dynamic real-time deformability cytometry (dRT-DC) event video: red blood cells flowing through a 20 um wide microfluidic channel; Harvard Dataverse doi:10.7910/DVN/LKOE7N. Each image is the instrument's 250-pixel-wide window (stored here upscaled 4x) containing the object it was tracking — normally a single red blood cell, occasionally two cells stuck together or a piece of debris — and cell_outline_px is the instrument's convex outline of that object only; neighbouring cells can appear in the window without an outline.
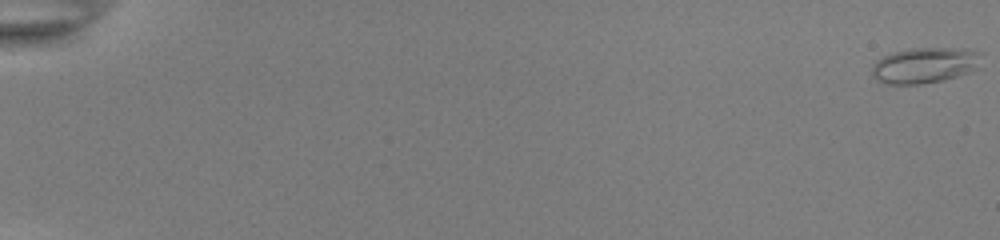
{"species": "common noctule bat (a hibernating species)", "species_latin": "Nyctalus noctula", "temperature_condition": "room temperature", "stored_images_in_passage": 54, "camera_frame_rate_fps": 3000, "um_per_image_px": 0.085, "animal": {"sex": "female", "body_mass_g": 22.0, "forearm_length_mm": 56.7}, "frame": {"image": 1, "passage_image": 1, "time_ms": 0.0, "image_size_px": [1000, 240], "cell_outline_px": [[984, 52], [980, 68], [944, 80], [920, 84], [888, 84], [876, 80], [872, 76], [872, 64], [876, 60], [892, 52], [912, 48], [964, 48]], "centroid_in_image_um": [78.65, 5.53], "position_along_channel_um": 6.3, "area_um2": 23.24}}
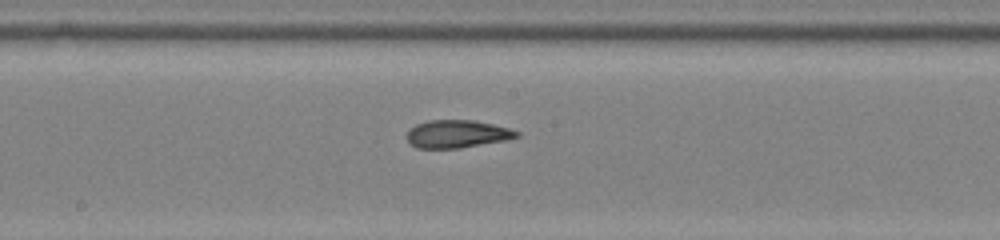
{"frame": {"image": 2, "passage_image": 32, "time_ms": 10.333, "image_size_px": [1000, 240], "cell_outline_px": [[520, 136], [504, 140], [460, 148], [416, 148], [408, 140], [408, 132], [416, 124], [428, 120], [476, 120], [508, 128], [520, 132]], "centroid_in_image_um": [38.87, 11.38], "position_along_channel_um": 209.3, "area_um2": 17.57}}
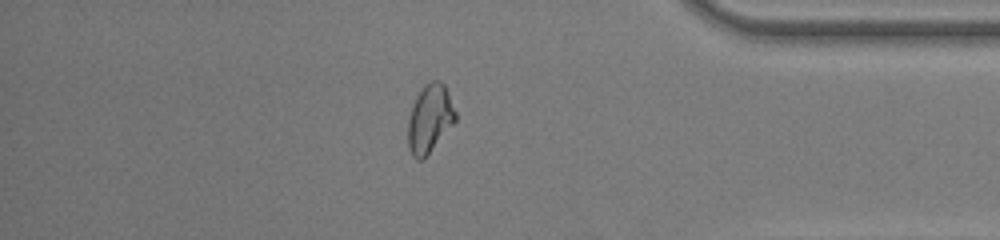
{"frame": {"image": 3, "passage_image": 48, "time_ms": 15.667, "image_size_px": [1000, 240], "cell_outline_px": [[456, 120], [428, 152], [420, 160], [416, 160], [412, 156], [408, 148], [408, 120], [416, 96], [420, 88], [424, 84], [432, 80], [440, 80], [444, 84], [448, 92], [456, 112]], "centroid_in_image_um": [36.51, 10.03], "position_along_channel_um": 398.7, "area_um2": 18.55}}